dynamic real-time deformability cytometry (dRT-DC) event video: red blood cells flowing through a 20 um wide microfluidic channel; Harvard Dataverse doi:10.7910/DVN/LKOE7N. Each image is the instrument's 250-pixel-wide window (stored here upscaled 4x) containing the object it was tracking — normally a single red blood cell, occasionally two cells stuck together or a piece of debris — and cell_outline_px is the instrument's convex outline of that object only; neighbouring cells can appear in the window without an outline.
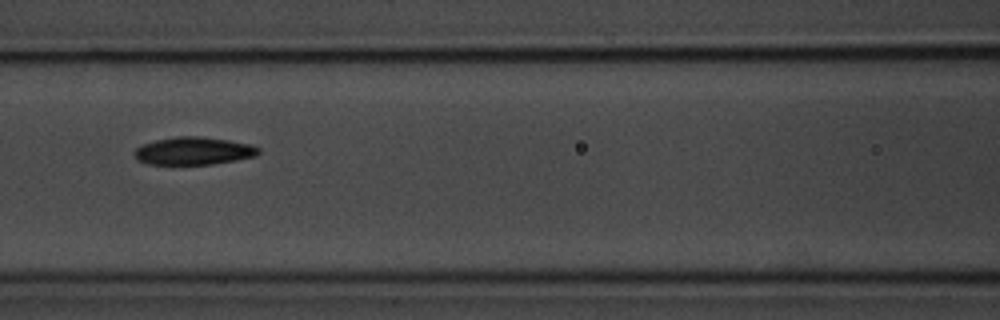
{"species": "common noctule bat (a hibernating species)", "species_latin": "Nyctalus noctula", "temperature_condition": "room temperature", "stored_images_in_passage": 6, "camera_frame_rate_fps": 3000, "um_per_image_px": 0.085, "animal": {"sex": "male", "body_mass_g": 20.1, "forearm_length_mm": 53.5}, "frame": {"image": 1, "passage_image": 6, "time_ms": 6.0, "image_size_px": [1000, 320], "cell_outline_px": [[260, 152], [256, 156], [236, 160], [212, 164], [148, 164], [136, 160], [132, 152], [136, 148], [144, 144], [156, 140], [176, 136], [200, 136], [228, 140], [248, 144], [260, 148]], "centroid_in_image_um": [16.43, 12.83], "position_along_channel_um": 150.2, "area_um2": 20.06}}